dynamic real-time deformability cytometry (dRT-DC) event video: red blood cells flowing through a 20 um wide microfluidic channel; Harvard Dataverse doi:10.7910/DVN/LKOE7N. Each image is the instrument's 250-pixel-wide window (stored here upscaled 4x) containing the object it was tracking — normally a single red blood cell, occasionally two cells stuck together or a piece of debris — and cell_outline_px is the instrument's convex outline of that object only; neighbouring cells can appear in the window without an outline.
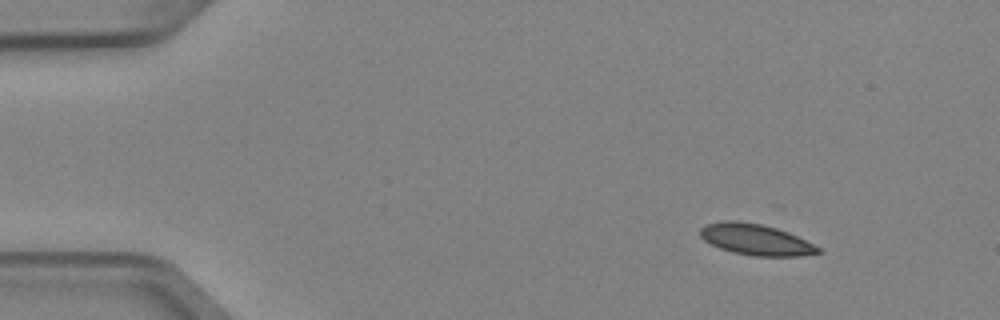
{"species": "Egyptian fruit bat (a non-hibernating species)", "species_latin": "Rousettus aegyptiacus", "temperature_condition": "cold", "stored_images_in_passage": 5, "camera_frame_rate_fps": 3000, "um_per_image_px": 0.085, "animal": {"sex": "female"}, "frame": {"image": 1, "passage_image": 1, "time_ms": 0.0, "image_size_px": [1000, 320], "cell_outline_px": [[820, 252], [800, 256], [756, 256], [732, 252], [720, 248], [704, 240], [700, 236], [700, 228], [708, 224], [728, 220], [732, 220], [760, 224], [776, 228], [788, 232], [820, 248]], "centroid_in_image_um": [64.21, 20.37], "position_along_channel_um": 20.8, "area_um2": 20.92}}
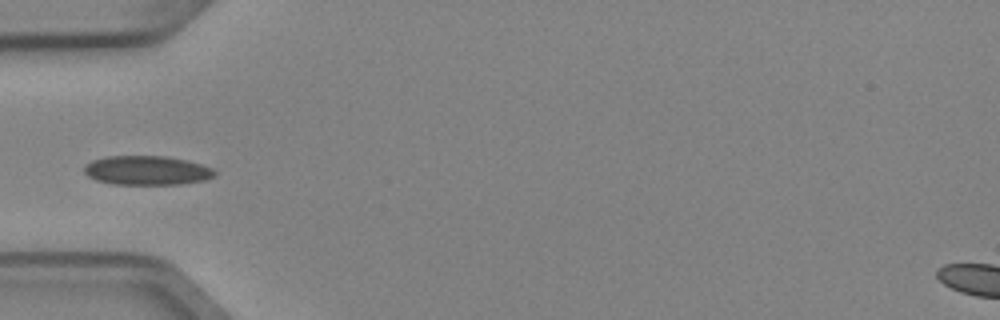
{"frame": {"image": 2, "passage_image": 4, "time_ms": 1.0, "image_size_px": [1000, 320], "cell_outline_px": [[216, 176], [204, 180], [180, 184], [112, 184], [96, 180], [88, 176], [84, 172], [84, 164], [92, 160], [108, 156], [168, 156], [200, 164], [212, 168], [216, 172]], "centroid_in_image_um": [12.46, 14.48], "position_along_channel_um": 72.5, "area_um2": 22.2}}
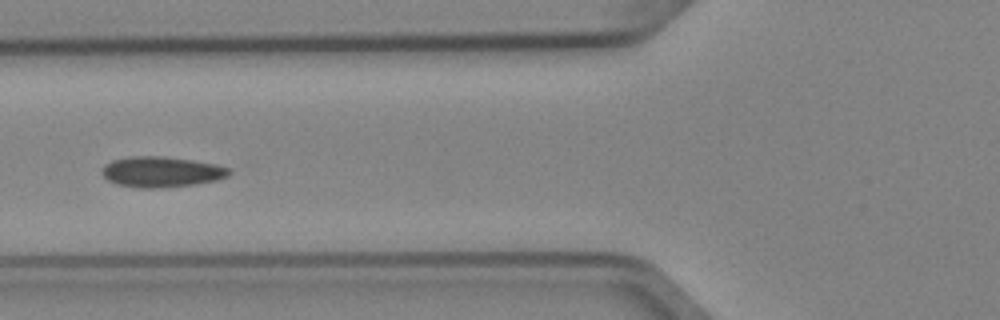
{"frame": {"image": 3, "passage_image": 5, "time_ms": 1.333, "image_size_px": [1000, 320], "cell_outline_px": [[232, 172], [228, 176], [216, 180], [192, 184], [156, 188], [140, 188], [116, 184], [108, 180], [100, 172], [104, 164], [112, 160], [132, 156], [164, 156], [192, 160], [216, 164], [228, 168]], "centroid_in_image_um": [13.69, 14.6], "position_along_channel_um": 112.1, "area_um2": 22.6}}